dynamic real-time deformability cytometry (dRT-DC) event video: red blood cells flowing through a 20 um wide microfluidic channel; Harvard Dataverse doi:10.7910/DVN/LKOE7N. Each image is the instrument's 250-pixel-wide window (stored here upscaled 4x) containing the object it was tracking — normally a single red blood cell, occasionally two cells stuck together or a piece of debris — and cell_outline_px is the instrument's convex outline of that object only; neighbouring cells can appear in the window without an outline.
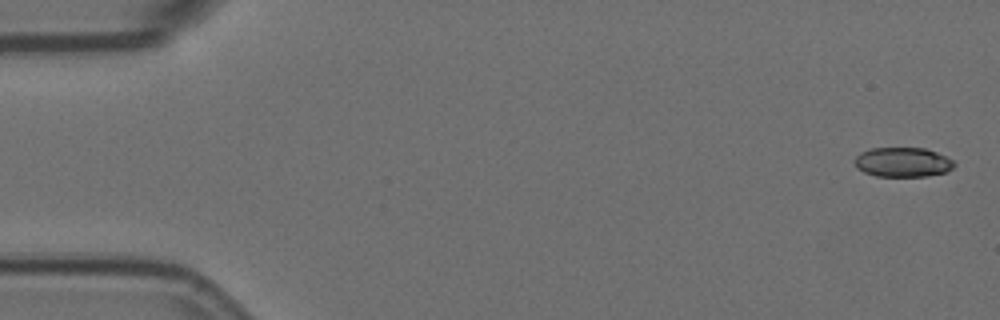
{"species": "Egyptian fruit bat (a non-hibernating species)", "species_latin": "Rousettus aegyptiacus", "temperature_condition": "room temperature", "stored_images_in_passage": 5, "camera_frame_rate_fps": 3000, "um_per_image_px": 0.085, "animal": {"sex": "female"}, "frame": {"image": 1, "passage_image": 1, "time_ms": 0.0, "image_size_px": [1000, 320], "cell_outline_px": [[956, 164], [952, 168], [944, 172], [928, 176], [876, 176], [864, 172], [856, 168], [856, 156], [860, 152], [872, 148], [924, 148], [936, 152], [952, 160]], "centroid_in_image_um": [76.72, 13.78], "position_along_channel_um": 8.3, "area_um2": 16.99}}
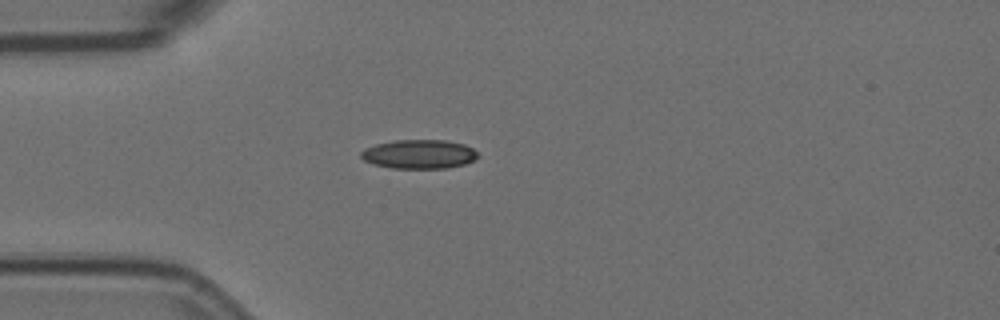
{"frame": {"image": 2, "passage_image": 5, "time_ms": 1.333, "image_size_px": [1000, 320], "cell_outline_px": [[480, 156], [464, 164], [448, 168], [392, 168], [376, 164], [364, 160], [360, 156], [360, 152], [364, 148], [376, 144], [396, 140], [444, 140], [464, 144], [472, 148]], "centroid_in_image_um": [35.62, 13.1], "position_along_channel_um": 49.4, "area_um2": 19.65}}